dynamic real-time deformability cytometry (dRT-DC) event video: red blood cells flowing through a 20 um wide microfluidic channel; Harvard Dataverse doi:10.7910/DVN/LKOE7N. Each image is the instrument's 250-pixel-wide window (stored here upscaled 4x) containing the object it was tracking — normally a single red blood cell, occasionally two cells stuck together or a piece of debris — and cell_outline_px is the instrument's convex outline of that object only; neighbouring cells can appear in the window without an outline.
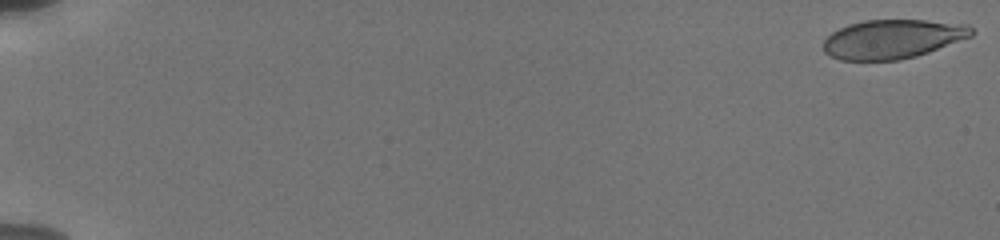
{"species": "human", "species_latin": "Homo sapiens", "temperature_condition": "cold", "stored_images_in_passage": 52, "camera_frame_rate_fps": 3000, "um_per_image_px": 0.085, "donor": {"sex": "male"}, "frame": {"image": 1, "passage_image": 1, "time_ms": 0.0, "image_size_px": [1000, 240], "cell_outline_px": [[976, 32], [972, 36], [928, 52], [916, 56], [900, 60], [840, 60], [824, 52], [824, 40], [832, 32], [848, 24], [864, 20], [924, 20], [968, 24]], "centroid_in_image_um": [75.89, 3.31], "position_along_channel_um": 9.1, "area_um2": 33.7}}
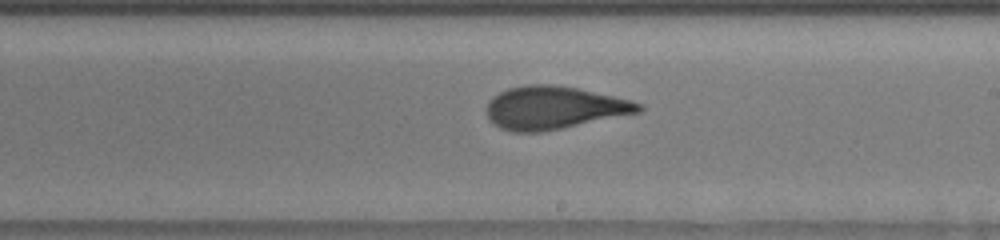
{"frame": {"image": 2, "passage_image": 37, "time_ms": 11.333, "image_size_px": [1000, 240], "cell_outline_px": [[644, 108], [640, 112], [540, 132], [512, 132], [500, 128], [492, 124], [488, 116], [488, 100], [492, 96], [508, 88], [528, 84], [548, 84], [576, 88], [612, 96], [644, 104]], "centroid_in_image_um": [47.04, 9.16], "position_along_channel_um": 242.0, "area_um2": 37.57}}
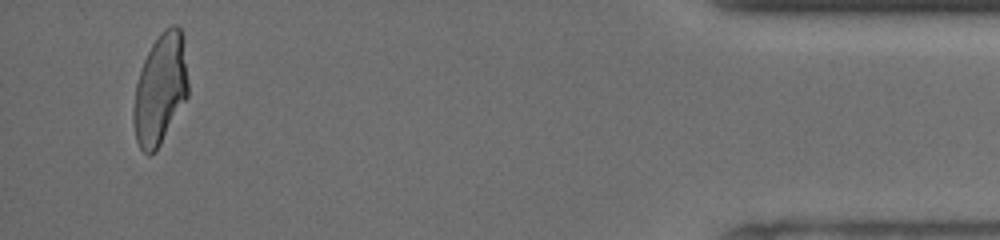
{"frame": {"image": 3, "passage_image": 51, "time_ms": 17.667, "image_size_px": [1000, 240], "cell_outline_px": [[188, 96], [156, 152], [148, 156], [140, 148], [136, 140], [132, 120], [132, 108], [136, 84], [144, 60], [152, 44], [160, 32], [164, 28], [172, 24], [176, 24], [180, 28], [184, 40], [188, 80]], "centroid_in_image_um": [13.62, 7.59], "position_along_channel_um": 421.6, "area_um2": 35.6}, "authors_computed_cell_mechanics": {"area_um2": 36.992, "velocity_mm_per_s": 3.7893, "shape_relaxation_time_tau1_ms": 5.953, "shape_relaxation_time_tau2_ms": 1.1622, "deformation_change_tau1": 0.195, "deformation_change_tau2": 0.0702}}